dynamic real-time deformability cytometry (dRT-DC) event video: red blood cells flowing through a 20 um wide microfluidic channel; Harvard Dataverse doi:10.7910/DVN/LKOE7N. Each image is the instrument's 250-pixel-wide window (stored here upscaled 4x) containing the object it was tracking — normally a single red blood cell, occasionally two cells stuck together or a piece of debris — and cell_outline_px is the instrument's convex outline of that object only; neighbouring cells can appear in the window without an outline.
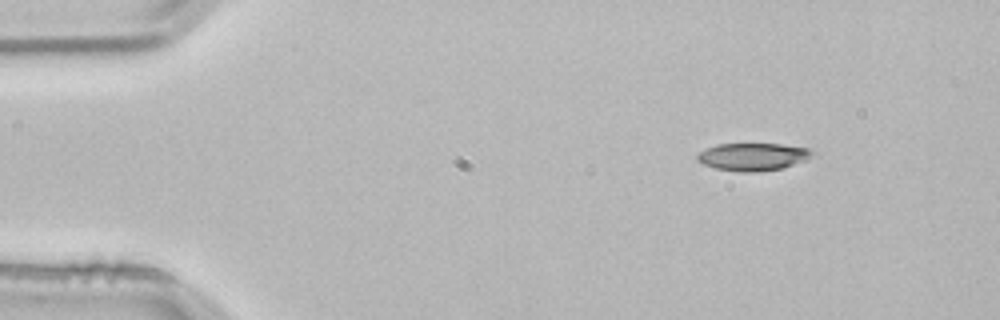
{"species": "common noctule bat (a hibernating species)", "species_latin": "Nyctalus noctula", "temperature_condition": "room temperature", "stored_images_in_passage": 3, "camera_frame_rate_fps": 3000, "um_per_image_px": 0.085, "animal": {"sex": "male", "body_mass_g": 21.5, "forearm_length_mm": 52.0}, "frame": {"image": 1, "passage_image": 1, "time_ms": 0.0, "image_size_px": [1000, 320], "cell_outline_px": [[816, 152], [804, 160], [784, 168], [756, 172], [740, 172], [716, 168], [704, 164], [696, 160], [696, 156], [700, 152], [716, 144], [780, 144], [808, 148]], "centroid_in_image_um": [63.99, 13.32], "position_along_channel_um": 21.0, "area_um2": 18.38}}
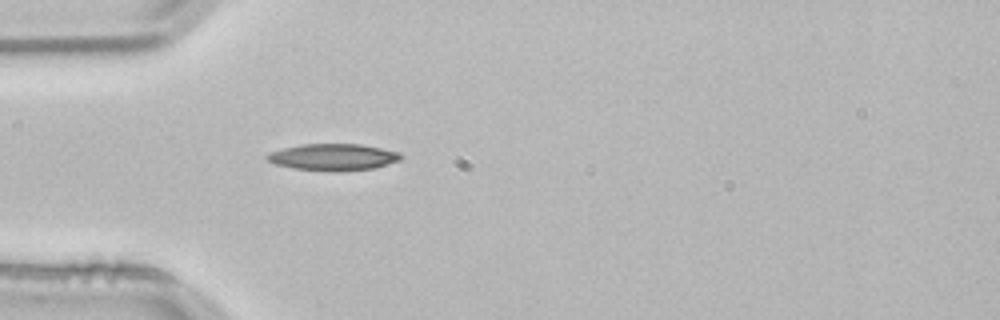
{"frame": {"image": 2, "passage_image": 3, "time_ms": 0.667, "image_size_px": [1000, 320], "cell_outline_px": [[404, 156], [400, 160], [372, 168], [340, 172], [336, 172], [292, 168], [276, 164], [268, 160], [264, 156], [272, 152], [284, 148], [300, 144], [360, 144], [400, 152]], "centroid_in_image_um": [28.33, 13.35], "position_along_channel_um": 56.7, "area_um2": 20.75}}